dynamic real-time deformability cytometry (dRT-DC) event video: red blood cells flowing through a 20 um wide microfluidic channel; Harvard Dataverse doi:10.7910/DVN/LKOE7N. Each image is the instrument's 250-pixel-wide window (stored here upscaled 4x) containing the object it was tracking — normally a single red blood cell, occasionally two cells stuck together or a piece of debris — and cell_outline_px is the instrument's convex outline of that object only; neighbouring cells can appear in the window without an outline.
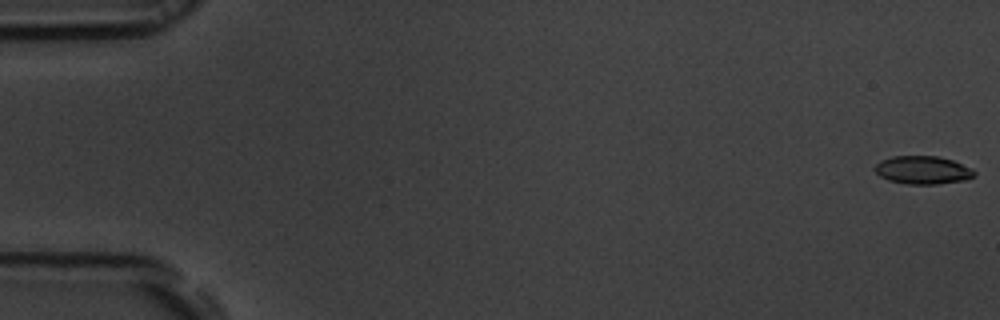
{"species": "common noctule bat (a hibernating species)", "species_latin": "Nyctalus noctula", "temperature_condition": "room temperature", "stored_images_in_passage": 52, "camera_frame_rate_fps": 3000, "um_per_image_px": 0.085, "animal": {"sex": "male", "body_mass_g": 19.5, "forearm_length_mm": 54.6}, "frame": {"image": 1, "passage_image": 1, "time_ms": 0.0, "image_size_px": [1000, 320], "cell_outline_px": [[972, 176], [952, 180], [896, 180], [888, 176], [888, 160], [904, 156], [924, 156], [948, 160], [956, 164]], "centroid_in_image_um": [78.57, 14.37], "position_along_channel_um": 6.4, "area_um2": 11.62}}
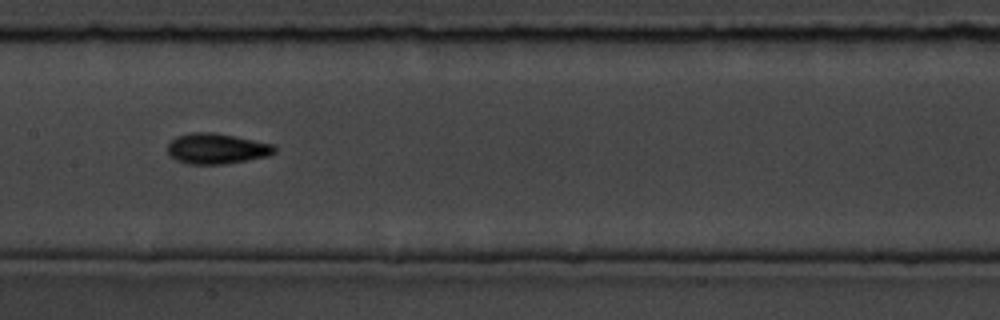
{"frame": {"image": 2, "passage_image": 27, "time_ms": 8.667, "image_size_px": [1000, 320], "cell_outline_px": [[272, 148], [268, 152], [252, 156], [232, 160], [188, 160], [172, 152], [172, 144], [188, 136], [220, 136], [240, 140]], "centroid_in_image_um": [18.36, 12.62], "position_along_channel_um": 189.0, "area_um2": 13.01}}
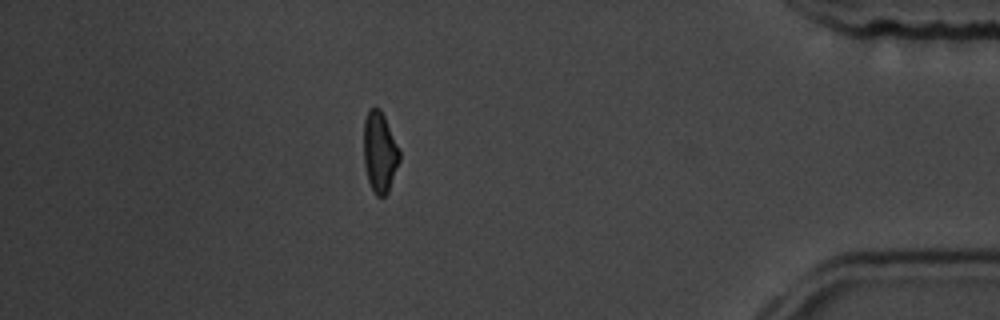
{"frame": {"image": 3, "passage_image": 47, "time_ms": 15.333, "image_size_px": [1000, 320], "cell_outline_px": [[396, 164], [388, 184], [384, 192], [380, 196], [376, 192], [372, 184], [368, 172], [364, 140], [364, 136], [368, 116], [372, 108], [376, 108], [380, 112], [396, 148]], "centroid_in_image_um": [32.23, 12.88], "position_along_channel_um": 403.0, "area_um2": 13.58}, "authors_computed_cell_mechanics": {"area_um2": 12.7738, "velocity_mm_per_s": 3.8546, "shape_relaxation_time_tau1_ms": 3.749, "shape_relaxation_time_tau2_ms": null, "deformation_change_tau1": 0.1309, "deformation_change_tau2": null}}